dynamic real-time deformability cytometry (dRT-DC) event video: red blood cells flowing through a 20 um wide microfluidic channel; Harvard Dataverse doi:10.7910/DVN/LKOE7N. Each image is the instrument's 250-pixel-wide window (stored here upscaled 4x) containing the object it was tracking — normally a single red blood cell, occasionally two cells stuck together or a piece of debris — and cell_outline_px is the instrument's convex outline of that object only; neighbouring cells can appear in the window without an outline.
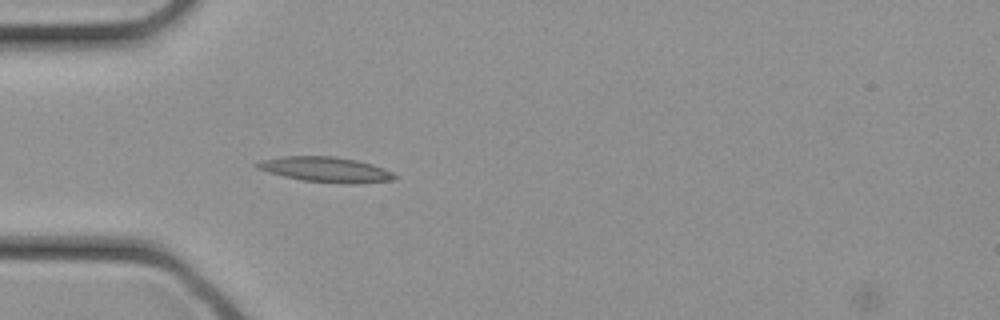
{"species": "common noctule bat (a hibernating species)", "species_latin": "Nyctalus noctula", "temperature_condition": "cold", "stored_images_in_passage": 2, "camera_frame_rate_fps": 3000, "um_per_image_px": 0.085, "animal": {"sex": "female", "body_mass_g": 21.9}, "frame": {"image": 1, "passage_image": 1, "time_ms": 0.0, "image_size_px": [1000, 320], "cell_outline_px": [[400, 176], [392, 180], [300, 180], [268, 172], [256, 168], [252, 164], [260, 160], [284, 156], [332, 156], [356, 160], [372, 164], [384, 168]], "centroid_in_image_um": [27.54, 14.33], "position_along_channel_um": 57.5, "area_um2": 18.9}}